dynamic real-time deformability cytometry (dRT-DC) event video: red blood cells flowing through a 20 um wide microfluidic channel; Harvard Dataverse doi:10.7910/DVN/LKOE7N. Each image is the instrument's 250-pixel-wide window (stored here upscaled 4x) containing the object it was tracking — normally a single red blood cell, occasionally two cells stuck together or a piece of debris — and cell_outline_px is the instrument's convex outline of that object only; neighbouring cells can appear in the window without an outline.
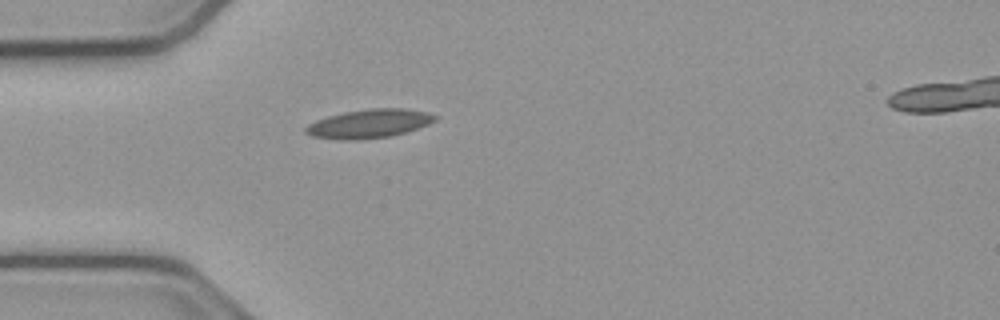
{"species": "common noctule bat (a hibernating species)", "species_latin": "Nyctalus noctula", "temperature_condition": "cold", "stored_images_in_passage": 39, "camera_frame_rate_fps": 3000, "um_per_image_px": 0.085, "animal": {"sex": "male", "body_mass_g": 23.1, "forearm_length_mm": 52.7}, "frame": {"image": 1, "passage_image": 1, "time_ms": 0.0, "image_size_px": [1000, 320], "cell_outline_px": [[440, 116], [436, 120], [428, 124], [404, 132], [388, 136], [356, 140], [344, 140], [312, 136], [304, 132], [304, 128], [308, 124], [316, 120], [328, 116], [344, 112], [368, 108], [404, 108], [428, 112]], "centroid_in_image_um": [31.37, 10.49], "position_along_channel_um": 53.6, "area_um2": 21.62}}
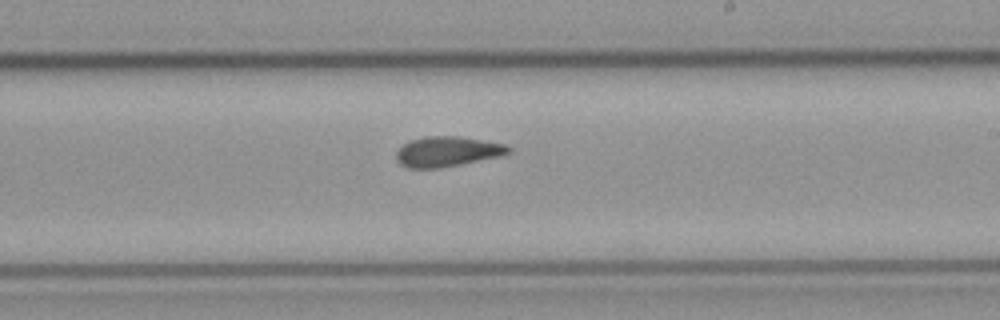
{"frame": {"image": 2, "passage_image": 17, "time_ms": 5.333, "image_size_px": [1000, 320], "cell_outline_px": [[512, 148], [508, 152], [500, 156], [440, 168], [408, 168], [400, 164], [396, 160], [396, 152], [404, 144], [412, 140], [424, 136], [460, 136], [504, 144]], "centroid_in_image_um": [37.99, 12.88], "position_along_channel_um": 251.0, "area_um2": 19.54}}
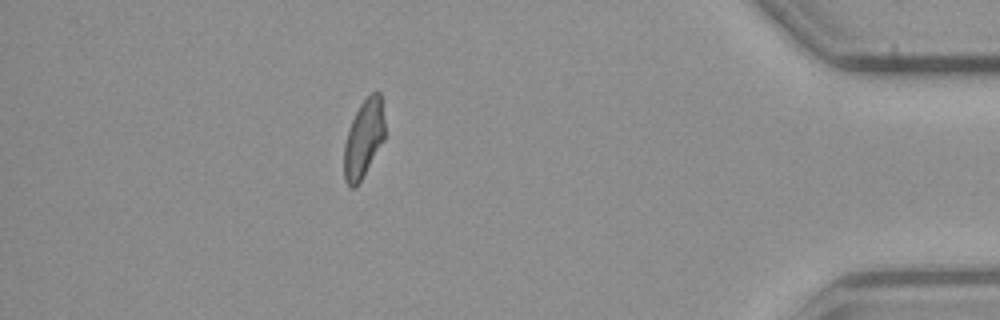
{"frame": {"image": 3, "passage_image": 33, "time_ms": 10.667, "image_size_px": [1000, 320], "cell_outline_px": [[384, 140], [356, 188], [348, 188], [344, 176], [344, 144], [352, 120], [360, 104], [372, 92], [380, 92], [384, 120]], "centroid_in_image_um": [30.9, 11.82], "position_along_channel_um": 404.3, "area_um2": 18.32}, "authors_computed_cell_mechanics": {"area_um2": 19.4208, "velocity_mm_per_s": 3.8218, "shape_relaxation_time_tau1_ms": null, "shape_relaxation_time_tau2_ms": 5.6156, "deformation_change_tau1": null, "deformation_change_tau2": 0.1347}}